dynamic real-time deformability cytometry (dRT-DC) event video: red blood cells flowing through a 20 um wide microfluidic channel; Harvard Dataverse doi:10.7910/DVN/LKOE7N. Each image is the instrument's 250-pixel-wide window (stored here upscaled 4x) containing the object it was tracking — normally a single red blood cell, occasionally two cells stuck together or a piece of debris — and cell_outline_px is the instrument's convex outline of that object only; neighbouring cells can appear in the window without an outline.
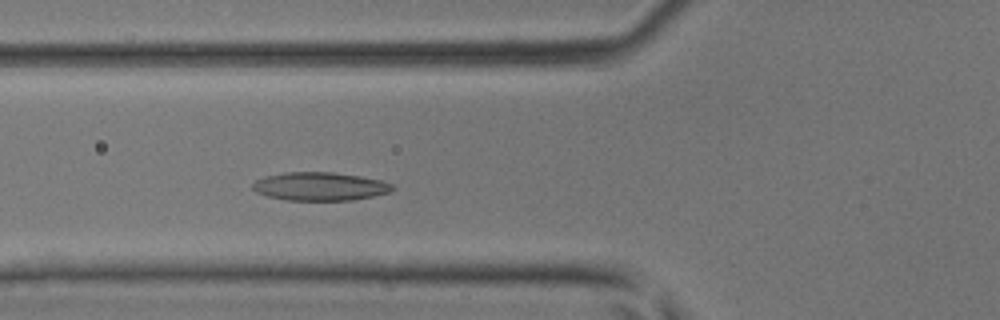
{"species": "common noctule bat (a hibernating species)", "species_latin": "Nyctalus noctula", "temperature_condition": "room temperature", "stored_images_in_passage": 42, "segment_of_instrument_passage": [1, 2], "camera_frame_rate_fps": 3000, "um_per_image_px": 0.085, "animal": {"sex": "male", "body_mass_g": 17.9, "forearm_length_mm": 54.2}, "frame": {"image": 1, "passage_image": 13, "time_ms": 4.0, "image_size_px": [1000, 320], "cell_outline_px": [[396, 188], [388, 192], [372, 196], [352, 200], [284, 200], [268, 196], [256, 192], [252, 188], [252, 184], [256, 180], [264, 176], [284, 172], [332, 172], [360, 176], [380, 180], [392, 184]], "centroid_in_image_um": [27.16, 15.84], "position_along_channel_um": 98.6, "area_um2": 23.06}}
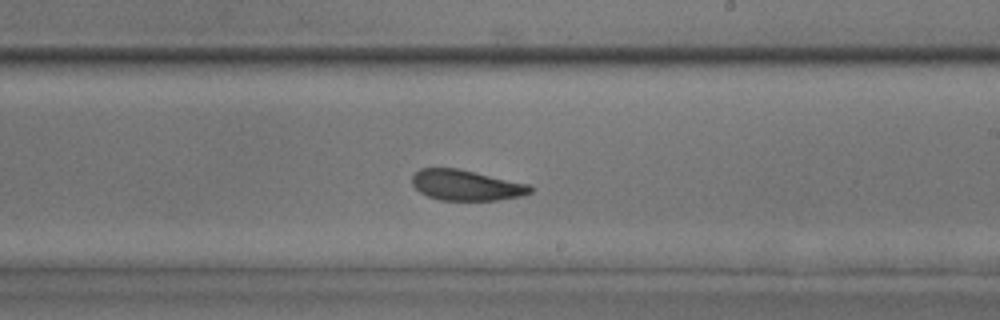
{"frame": {"image": 2, "passage_image": 23, "time_ms": 7.333, "image_size_px": [1000, 320], "cell_outline_px": [[536, 188], [532, 192], [524, 196], [496, 200], [440, 200], [428, 196], [420, 192], [412, 184], [412, 176], [420, 168], [460, 168], [528, 184]], "centroid_in_image_um": [39.66, 15.74], "position_along_channel_um": 249.3, "area_um2": 21.21}}
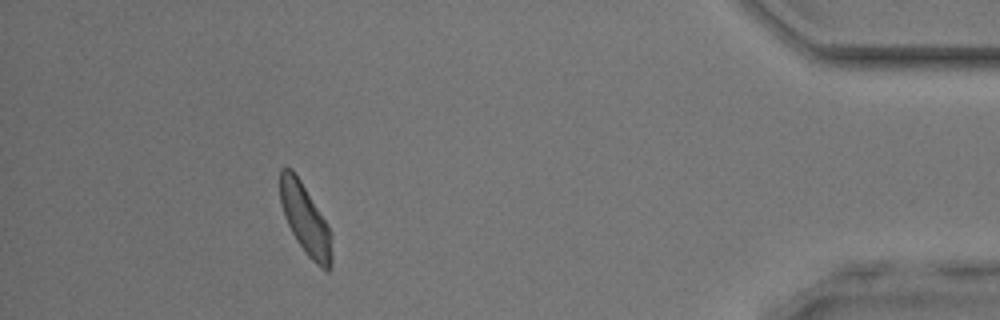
{"frame": {"image": 3, "passage_image": 37, "time_ms": 12.0, "image_size_px": [1000, 320], "cell_outline_px": [[332, 268], [328, 272], [320, 268], [308, 256], [292, 232], [284, 216], [280, 204], [280, 168], [292, 168], [300, 180], [328, 224], [332, 236]], "centroid_in_image_um": [25.98, 18.68], "position_along_channel_um": 409.2, "area_um2": 21.21}}